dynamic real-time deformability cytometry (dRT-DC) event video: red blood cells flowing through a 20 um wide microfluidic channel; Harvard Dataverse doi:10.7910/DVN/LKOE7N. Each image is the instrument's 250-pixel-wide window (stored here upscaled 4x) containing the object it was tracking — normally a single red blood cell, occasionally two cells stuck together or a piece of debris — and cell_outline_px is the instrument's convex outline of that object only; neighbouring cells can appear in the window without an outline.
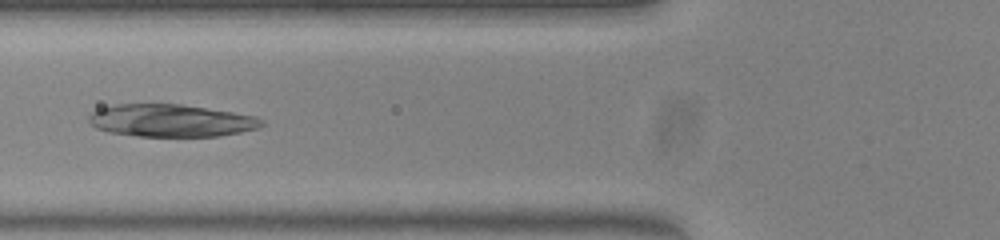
{"species": "common noctule bat (a hibernating species)", "species_latin": "Nyctalus noctula", "temperature_condition": "warm", "stored_images_in_passage": 36, "camera_frame_rate_fps": 3000, "um_per_image_px": 0.085, "animal": {"sex": "female", "body_mass_g": 23.0, "forearm_length_mm": 53.4}, "frame": {"image": 1, "passage_image": 4, "time_ms": 1.0, "image_size_px": [1000, 240], "cell_outline_px": [[264, 124], [256, 128], [240, 132], [220, 136], [140, 136], [108, 132], [96, 128], [88, 120], [88, 116], [96, 108], [112, 104], [180, 104], [232, 112], [252, 116], [260, 120]], "centroid_in_image_um": [14.44, 10.24], "position_along_channel_um": 111.4, "area_um2": 32.48}}
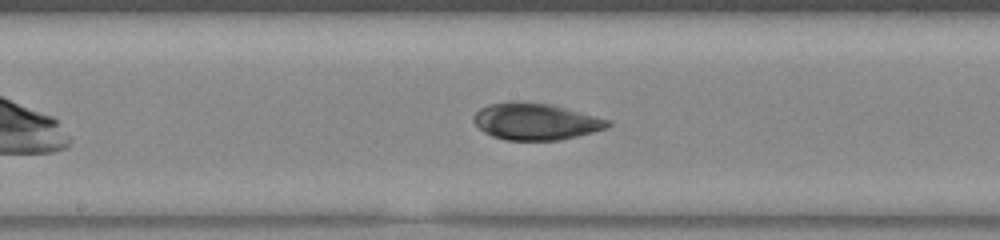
{"frame": {"image": 2, "passage_image": 11, "time_ms": 3.333, "image_size_px": [1000, 240], "cell_outline_px": [[612, 124], [608, 128], [560, 140], [508, 140], [492, 136], [484, 132], [472, 120], [472, 116], [480, 108], [488, 104], [512, 100], [524, 100], [552, 104], [612, 120]], "centroid_in_image_um": [45.53, 10.3], "position_along_channel_um": 202.7, "area_um2": 29.19}}
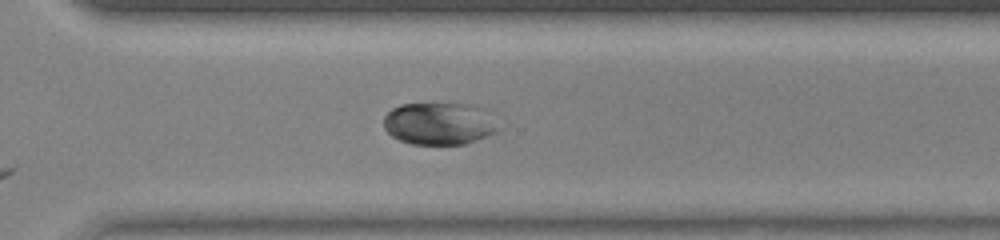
{"frame": {"image": 3, "passage_image": 21, "time_ms": 6.667, "image_size_px": [1000, 240], "cell_outline_px": [[496, 132], [464, 144], [412, 144], [400, 140], [392, 136], [384, 128], [384, 116], [392, 108], [400, 104], [472, 104], [484, 108]], "centroid_in_image_um": [37.23, 10.5], "position_along_channel_um": 333.4, "area_um2": 27.63}}